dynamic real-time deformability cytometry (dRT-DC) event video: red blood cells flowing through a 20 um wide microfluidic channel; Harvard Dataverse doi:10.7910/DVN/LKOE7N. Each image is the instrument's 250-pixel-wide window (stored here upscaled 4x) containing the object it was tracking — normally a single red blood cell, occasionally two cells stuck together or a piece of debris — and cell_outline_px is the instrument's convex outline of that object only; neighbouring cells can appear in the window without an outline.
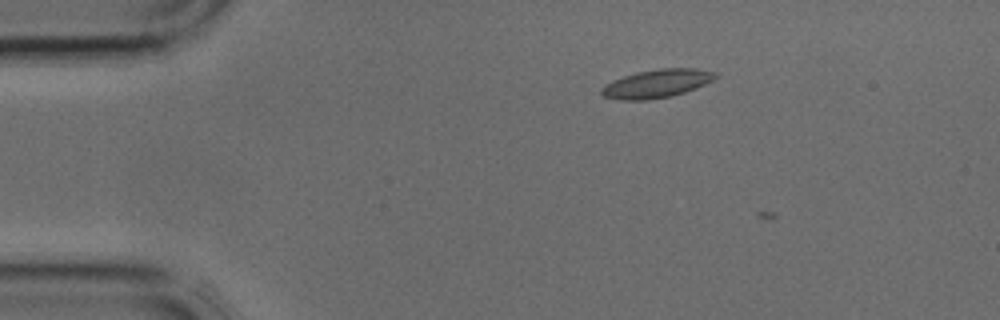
{"species": "common noctule bat (a hibernating species)", "species_latin": "Nyctalus noctula", "temperature_condition": "cold", "stored_images_in_passage": 5, "camera_frame_rate_fps": 3000, "um_per_image_px": 0.085, "animal": {"sex": "male", "body_mass_g": 17.9, "forearm_length_mm": 54.2}, "frame": {"image": 1, "passage_image": 2, "time_ms": 0.333, "image_size_px": [1000, 320], "cell_outline_px": [[720, 76], [696, 88], [672, 96], [648, 100], [620, 100], [604, 96], [600, 92], [600, 88], [624, 76], [636, 72], [660, 68], [696, 68], [716, 72]], "centroid_in_image_um": [55.86, 7.1], "position_along_channel_um": 29.1, "area_um2": 18.73}}